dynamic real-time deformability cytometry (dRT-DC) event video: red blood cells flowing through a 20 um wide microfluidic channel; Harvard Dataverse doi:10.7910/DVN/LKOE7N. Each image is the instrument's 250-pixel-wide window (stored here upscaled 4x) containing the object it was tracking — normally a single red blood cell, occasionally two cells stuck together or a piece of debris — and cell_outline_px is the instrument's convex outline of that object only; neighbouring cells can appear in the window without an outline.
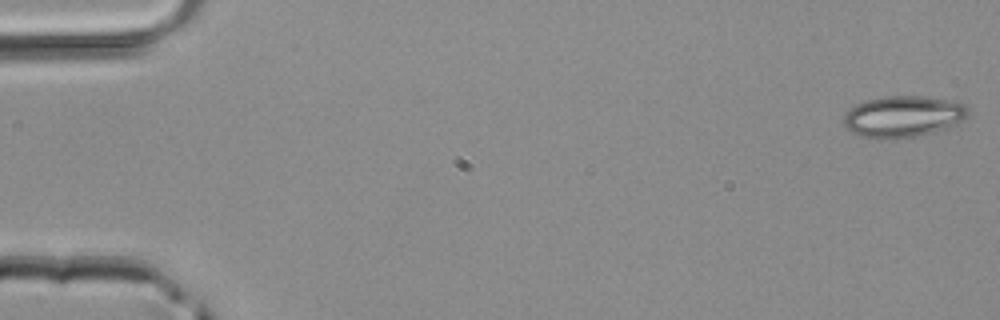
{"species": "common noctule bat (a hibernating species)", "species_latin": "Nyctalus noctula", "temperature_condition": "room temperature", "stored_images_in_passage": 3, "camera_frame_rate_fps": 3000, "um_per_image_px": 0.085, "animal": {"sex": "male", "body_mass_g": 20.4}, "frame": {"image": 1, "passage_image": 1, "time_ms": 0.0, "image_size_px": [1000, 320], "cell_outline_px": [[968, 116], [964, 120], [952, 128], [916, 136], [880, 140], [860, 136], [852, 132], [844, 124], [844, 112], [856, 104], [868, 100], [884, 96], [924, 96], [952, 100], [964, 104], [968, 108]], "centroid_in_image_um": [76.8, 9.91], "position_along_channel_um": 8.2, "area_um2": 30.46}}